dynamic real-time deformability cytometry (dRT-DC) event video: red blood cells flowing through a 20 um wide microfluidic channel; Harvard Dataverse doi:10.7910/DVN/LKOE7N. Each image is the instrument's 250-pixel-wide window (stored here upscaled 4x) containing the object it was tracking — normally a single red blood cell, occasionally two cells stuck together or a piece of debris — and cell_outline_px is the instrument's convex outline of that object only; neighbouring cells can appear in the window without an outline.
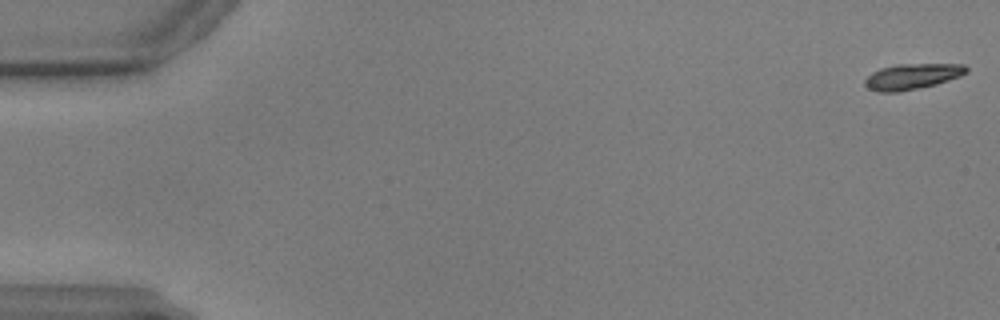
{"species": "common noctule bat (a hibernating species)", "species_latin": "Nyctalus noctula", "temperature_condition": "warm", "stored_images_in_passage": 59, "camera_frame_rate_fps": 3000, "um_per_image_px": 0.085, "animal": {"sex": "male", "body_mass_g": 17.9, "forearm_length_mm": 54.2}, "frame": {"image": 1, "passage_image": 1, "time_ms": 0.0, "image_size_px": [1000, 320], "cell_outline_px": [[968, 72], [960, 76], [936, 84], [920, 88], [900, 92], [880, 92], [868, 88], [864, 84], [864, 80], [872, 72], [880, 68], [896, 64], [964, 64], [968, 68]], "centroid_in_image_um": [77.53, 6.5], "position_along_channel_um": 7.5, "area_um2": 15.26}}
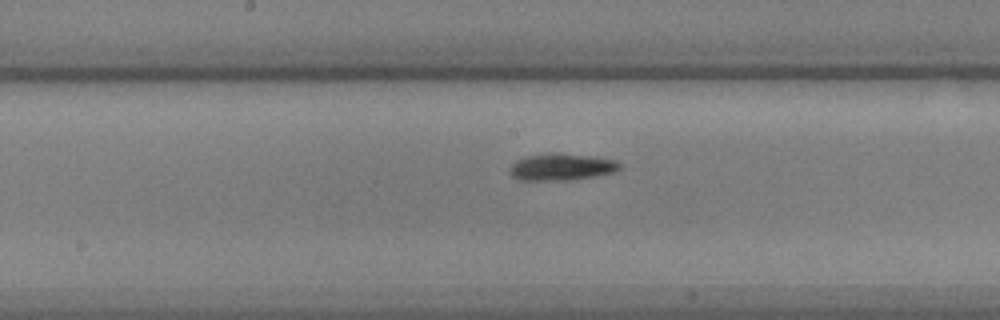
{"frame": {"image": 2, "passage_image": 31, "time_ms": 10.0, "image_size_px": [1000, 320], "cell_outline_px": [[620, 168], [616, 172], [596, 176], [568, 180], [520, 180], [512, 176], [508, 172], [508, 168], [516, 160], [528, 156], [548, 152], [556, 152], [596, 156], [616, 160], [620, 164]], "centroid_in_image_um": [47.73, 14.18], "position_along_channel_um": 200.5, "area_um2": 17.57}}
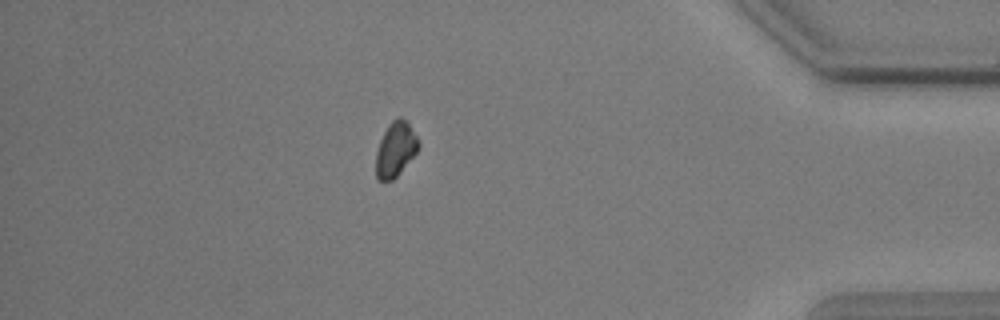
{"frame": {"image": 3, "passage_image": 52, "time_ms": 17.0, "image_size_px": [1000, 320], "cell_outline_px": [[420, 148], [396, 176], [392, 180], [376, 180], [376, 152], [380, 140], [388, 124], [396, 116], [400, 116], [408, 124], [420, 140]], "centroid_in_image_um": [33.62, 12.67], "position_along_channel_um": 401.6, "area_um2": 13.53}}